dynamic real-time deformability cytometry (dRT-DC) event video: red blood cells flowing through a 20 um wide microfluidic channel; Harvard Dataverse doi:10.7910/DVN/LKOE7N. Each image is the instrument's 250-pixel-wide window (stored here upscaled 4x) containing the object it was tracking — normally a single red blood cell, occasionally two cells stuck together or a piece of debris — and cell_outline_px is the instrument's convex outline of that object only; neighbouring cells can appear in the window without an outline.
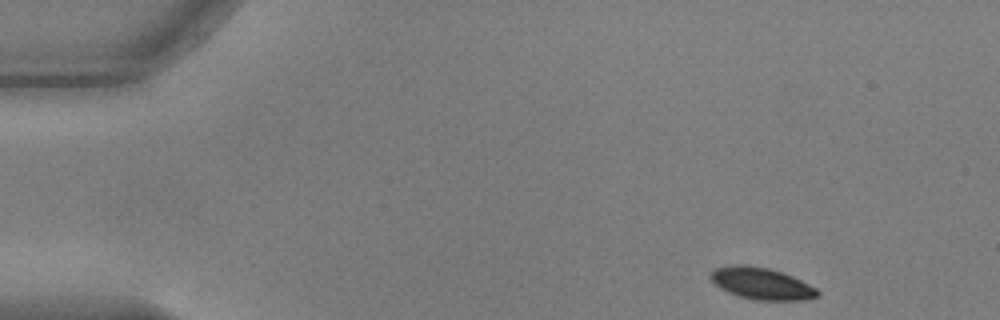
{"species": "common noctule bat (a hibernating species)", "species_latin": "Nyctalus noctula", "temperature_condition": "warm", "stored_images_in_passage": 50, "camera_frame_rate_fps": 3000, "um_per_image_px": 0.085, "animal": {"sex": "male", "body_mass_g": 17.9, "forearm_length_mm": 54.2}, "frame": {"image": 1, "passage_image": 1, "time_ms": 0.0, "image_size_px": [1000, 320], "cell_outline_px": [[820, 296], [804, 300], [756, 300], [740, 296], [728, 292], [720, 288], [708, 276], [716, 268], [736, 264], [744, 264], [768, 268], [792, 276], [816, 288], [820, 292]], "centroid_in_image_um": [64.74, 24.1], "position_along_channel_um": 20.3, "area_um2": 19.65}}
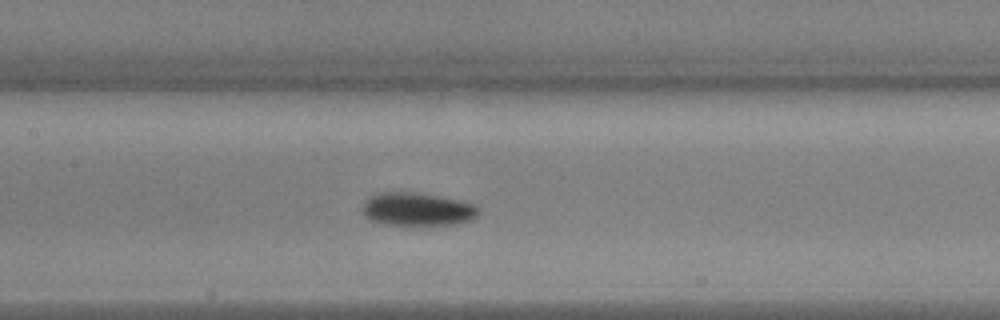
{"frame": {"image": 2, "passage_image": 21, "time_ms": 6.667, "image_size_px": [1000, 320], "cell_outline_px": [[480, 212], [472, 220], [456, 224], [384, 224], [372, 220], [364, 216], [364, 200], [380, 192], [416, 192], [464, 200], [476, 204], [480, 208]], "centroid_in_image_um": [35.55, 17.76], "position_along_channel_um": 171.9, "area_um2": 22.48}}
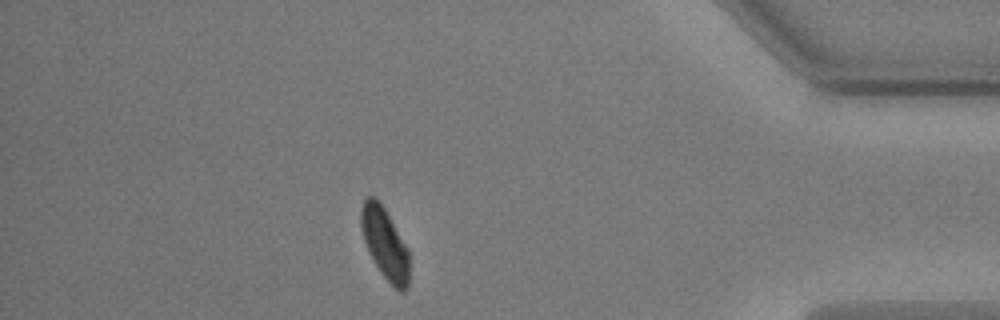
{"frame": {"image": 3, "passage_image": 43, "time_ms": 14.0, "image_size_px": [1000, 320], "cell_outline_px": [[408, 288], [404, 292], [400, 292], [380, 272], [368, 252], [364, 240], [360, 224], [360, 208], [364, 200], [368, 196], [372, 196], [380, 200], [408, 248]], "centroid_in_image_um": [32.69, 20.66], "position_along_channel_um": 402.5, "area_um2": 20.06}, "authors_computed_cell_mechanics": {"area_um2": 21.5883, "velocity_mm_per_s": 3.6738, "shape_relaxation_time_tau1_ms": 1.9168, "shape_relaxation_time_tau2_ms": null, "deformation_change_tau1": 0.0951, "deformation_change_tau2": null}}